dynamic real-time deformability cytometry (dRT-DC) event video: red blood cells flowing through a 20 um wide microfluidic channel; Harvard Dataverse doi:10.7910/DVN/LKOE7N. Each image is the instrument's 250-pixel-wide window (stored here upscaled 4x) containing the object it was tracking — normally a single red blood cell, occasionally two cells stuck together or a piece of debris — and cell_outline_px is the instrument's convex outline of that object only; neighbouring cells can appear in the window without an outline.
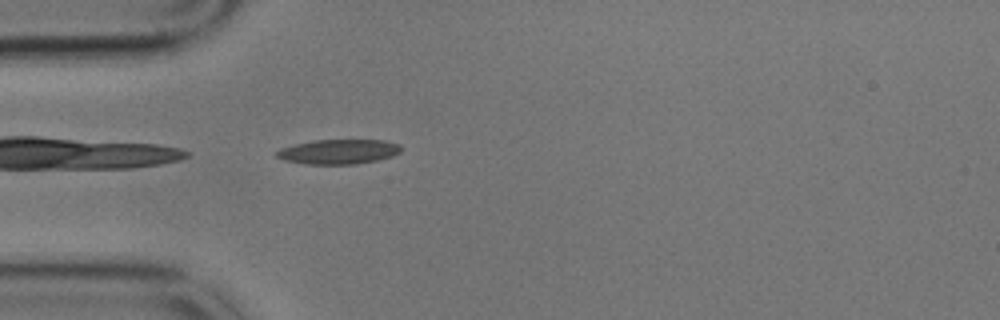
{"species": "common noctule bat (a hibernating species)", "species_latin": "Nyctalus noctula", "temperature_condition": "cold", "stored_images_in_passage": 43, "camera_frame_rate_fps": 3000, "um_per_image_px": 0.085, "animal": {"sex": "male", "body_mass_g": 17.9}, "frame": {"image": 1, "passage_image": 1, "time_ms": 0.0, "image_size_px": [1000, 320], "cell_outline_px": [[404, 148], [400, 152], [392, 156], [376, 160], [356, 164], [304, 164], [284, 160], [276, 156], [276, 152], [280, 148], [312, 140], [384, 140], [400, 144]], "centroid_in_image_um": [28.8, 12.89], "position_along_channel_um": 56.2, "area_um2": 17.98}}
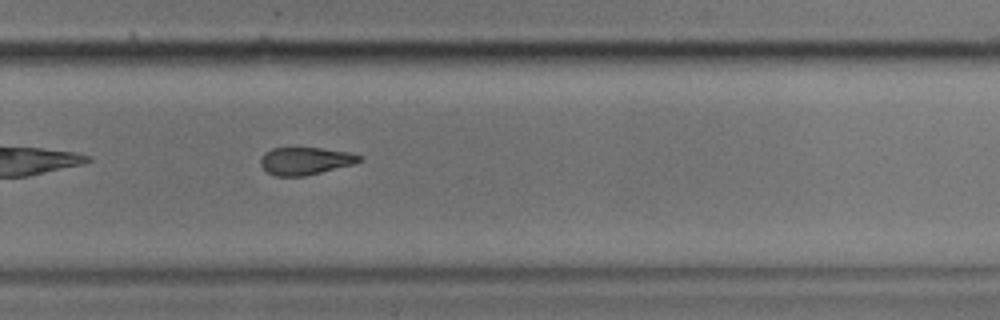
{"frame": {"image": 2, "passage_image": 23, "time_ms": 7.333, "image_size_px": [1000, 320], "cell_outline_px": [[364, 160], [352, 164], [304, 176], [276, 176], [268, 172], [260, 164], [260, 160], [264, 152], [272, 148], [320, 148], [352, 152], [364, 156]], "centroid_in_image_um": [25.98, 13.66], "position_along_channel_um": 303.8, "area_um2": 15.84}}
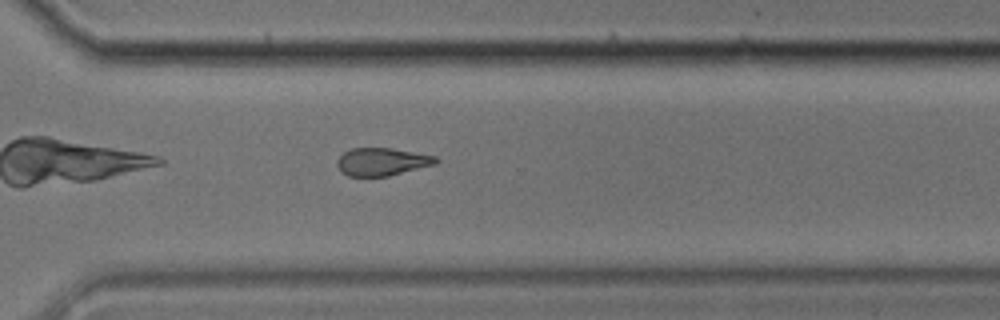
{"frame": {"image": 3, "passage_image": 26, "time_ms": 8.333, "image_size_px": [1000, 320], "cell_outline_px": [[440, 160], [436, 164], [388, 176], [348, 176], [336, 164], [336, 160], [344, 152], [352, 148], [392, 148], [436, 156]], "centroid_in_image_um": [32.49, 13.74], "position_along_channel_um": 338.1, "area_um2": 15.9}, "authors_computed_cell_mechanics": {"area_um2": 17.051, "velocity_mm_per_s": 3.4319, "shape_relaxation_time_tau1_ms": 6.3163, "shape_relaxation_time_tau2_ms": 6.1605, "deformation_change_tau1": 0.1524, "deformation_change_tau2": 0.1462}}